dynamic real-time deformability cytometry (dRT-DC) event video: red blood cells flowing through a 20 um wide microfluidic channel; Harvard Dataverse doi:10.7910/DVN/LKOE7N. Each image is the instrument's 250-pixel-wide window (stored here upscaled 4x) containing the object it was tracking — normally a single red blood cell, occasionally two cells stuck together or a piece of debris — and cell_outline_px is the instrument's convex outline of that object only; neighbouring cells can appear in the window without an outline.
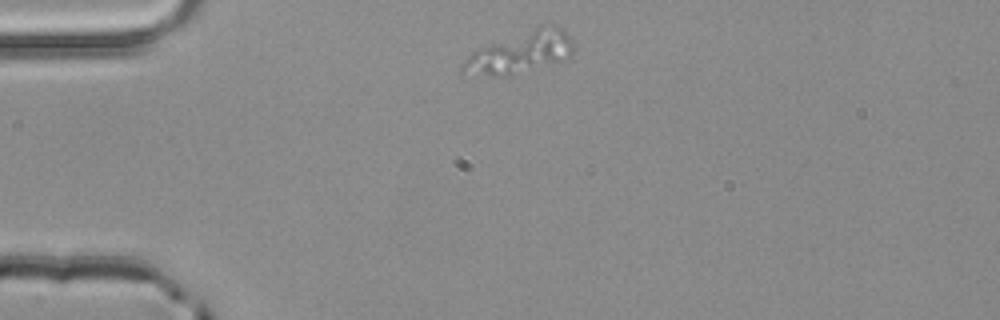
{"species": "common noctule bat (a hibernating species)", "species_latin": "Nyctalus noctula", "temperature_condition": "room temperature", "stored_images_in_passage": 2, "camera_frame_rate_fps": 3000, "um_per_image_px": 0.085, "animal": {"sex": "male", "body_mass_g": 20.4}, "frame": {"image": 1, "passage_image": 1, "time_ms": 0.0, "image_size_px": [1000, 320], "cell_outline_px": [[576, 48], [572, 56], [564, 60], [508, 76], [488, 76], [460, 72], [460, 64], [476, 48], [540, 24], [556, 24], [572, 36]], "centroid_in_image_um": [44.27, 4.42], "position_along_channel_um": 40.7, "area_um2": 27.74}}